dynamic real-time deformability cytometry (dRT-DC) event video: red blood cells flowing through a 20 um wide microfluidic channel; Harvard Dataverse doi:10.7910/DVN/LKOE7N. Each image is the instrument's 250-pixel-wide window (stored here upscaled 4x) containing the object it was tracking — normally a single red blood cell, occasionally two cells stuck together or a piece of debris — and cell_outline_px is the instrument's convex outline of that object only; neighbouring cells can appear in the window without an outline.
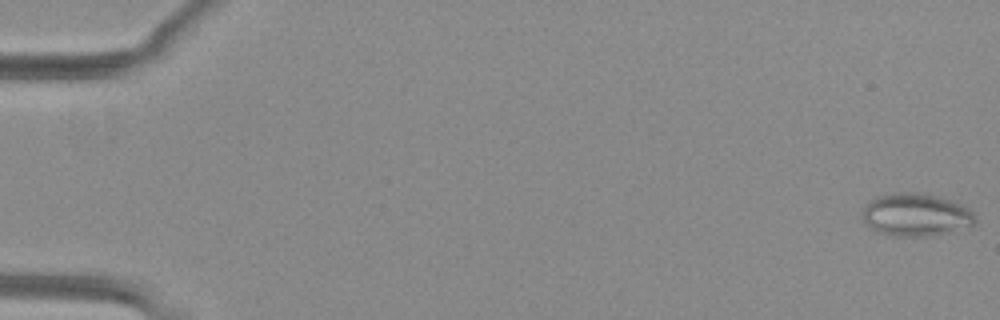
{"species": "common noctule bat (a hibernating species)", "species_latin": "Nyctalus noctula", "temperature_condition": "warm", "stored_images_in_passage": 52, "camera_frame_rate_fps": 3000, "um_per_image_px": 0.085, "animal": {"sex": "female", "body_mass_g": 29.2, "forearm_length_mm": 56.3}, "frame": {"image": 1, "passage_image": 1, "time_ms": 0.0, "image_size_px": [1000, 320], "cell_outline_px": [[976, 224], [952, 232], [932, 236], [892, 236], [880, 232], [872, 228], [864, 220], [860, 212], [876, 196], [900, 192], [916, 192], [936, 196], [960, 204], [968, 208], [972, 212], [976, 220]], "centroid_in_image_um": [77.87, 18.27], "position_along_channel_um": 7.1, "area_um2": 27.98}}
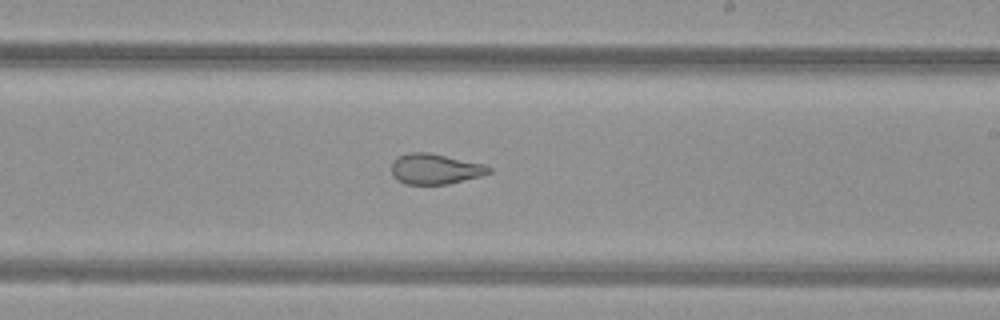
{"frame": {"image": 2, "passage_image": 32, "time_ms": 10.333, "image_size_px": [1000, 320], "cell_outline_px": [[492, 172], [480, 176], [448, 184], [404, 184], [396, 180], [392, 176], [392, 160], [396, 156], [408, 152], [428, 152], [484, 164], [492, 168]], "centroid_in_image_um": [36.94, 14.36], "position_along_channel_um": 252.1, "area_um2": 17.46}}
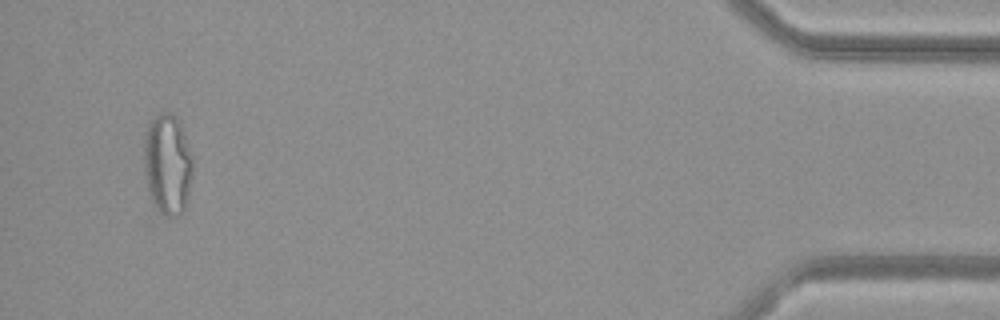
{"frame": {"image": 3, "passage_image": 50, "time_ms": 16.333, "image_size_px": [1000, 320], "cell_outline_px": [[192, 176], [188, 200], [184, 212], [180, 216], [168, 220], [148, 224], [144, 224], [144, 132], [148, 124], [160, 112], [168, 112], [176, 116], [180, 124], [192, 156]], "centroid_in_image_um": [14.1, 14.4], "position_along_channel_um": 421.1, "area_um2": 32.43}, "authors_computed_cell_mechanics": {"area_um2": 24.2182, "velocity_mm_per_s": 4.0769, "shape_relaxation_time_tau1_ms": null, "shape_relaxation_time_tau2_ms": 1.5338, "deformation_change_tau1": null, "deformation_change_tau2": 0.0974}}